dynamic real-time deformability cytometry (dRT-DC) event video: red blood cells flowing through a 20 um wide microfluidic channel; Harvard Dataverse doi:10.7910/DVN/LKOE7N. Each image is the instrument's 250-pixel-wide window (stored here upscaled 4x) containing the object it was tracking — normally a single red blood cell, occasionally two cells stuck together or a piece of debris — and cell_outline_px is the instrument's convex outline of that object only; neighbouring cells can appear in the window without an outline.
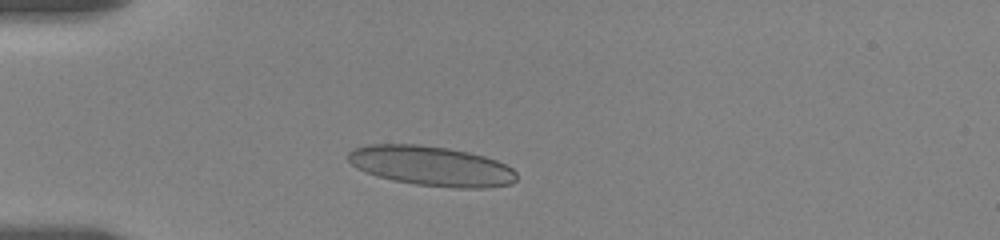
{"species": "human", "species_latin": "Homo sapiens", "temperature_condition": "room temperature", "stored_images_in_passage": 11, "camera_frame_rate_fps": 3000, "um_per_image_px": 0.085, "donor": {"sex": "female"}, "frame": {"image": 1, "passage_image": 4, "time_ms": 2.667, "image_size_px": [1000, 240], "cell_outline_px": [[516, 180], [512, 184], [484, 188], [456, 188], [416, 184], [392, 180], [376, 176], [364, 172], [356, 168], [348, 160], [348, 152], [352, 148], [368, 144], [420, 144], [448, 148], [468, 152], [484, 156], [496, 160], [512, 168], [516, 172]], "centroid_in_image_um": [36.64, 14.1], "position_along_channel_um": 48.4, "area_um2": 39.3}}
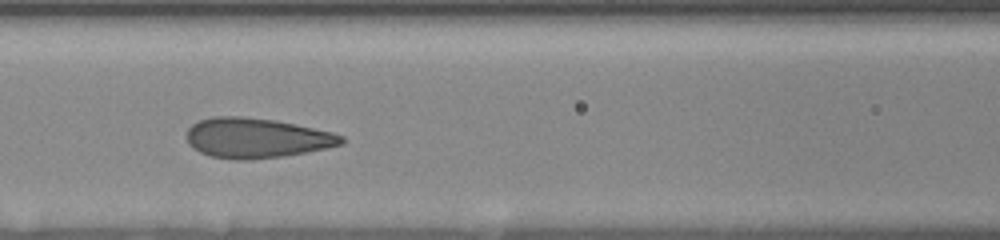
{"frame": {"image": 2, "passage_image": 8, "time_ms": 6.0, "image_size_px": [1000, 240], "cell_outline_px": [[344, 144], [328, 148], [280, 156], [248, 160], [232, 160], [212, 156], [200, 152], [192, 148], [188, 144], [188, 128], [192, 124], [200, 120], [212, 116], [244, 116], [276, 120], [296, 124], [332, 132], [344, 136]], "centroid_in_image_um": [21.8, 11.72], "position_along_channel_um": 144.8, "area_um2": 36.13}}
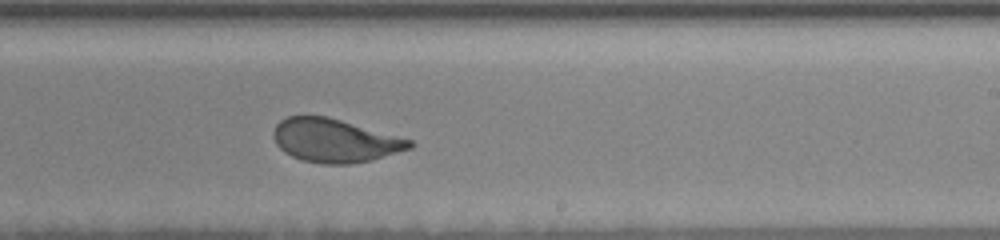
{"frame": {"image": 3, "passage_image": 11, "time_ms": 9.333, "image_size_px": [1000, 240], "cell_outline_px": [[416, 144], [412, 148], [372, 160], [352, 164], [320, 164], [300, 160], [284, 152], [276, 144], [272, 136], [272, 132], [276, 124], [280, 120], [288, 116], [328, 116], [412, 140]], "centroid_in_image_um": [28.44, 11.95], "position_along_channel_um": 260.6, "area_um2": 34.74}}